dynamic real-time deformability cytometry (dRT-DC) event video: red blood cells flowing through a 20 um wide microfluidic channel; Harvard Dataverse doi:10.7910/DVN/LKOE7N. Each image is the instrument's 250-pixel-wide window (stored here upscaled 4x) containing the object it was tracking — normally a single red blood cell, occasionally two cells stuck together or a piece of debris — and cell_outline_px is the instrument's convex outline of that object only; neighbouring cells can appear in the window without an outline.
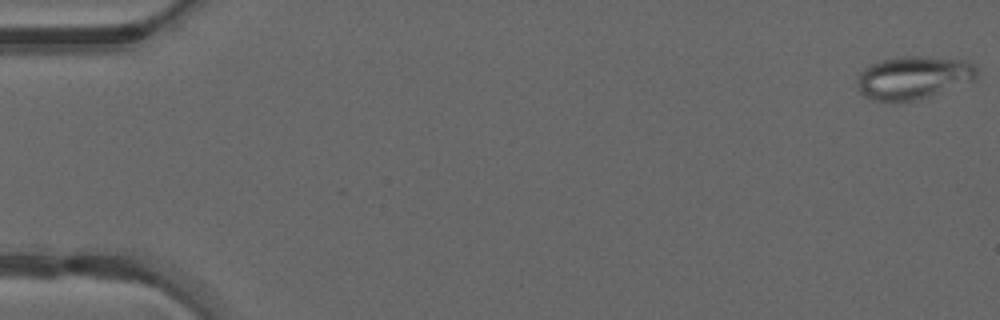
{"species": "common noctule bat (a hibernating species)", "species_latin": "Nyctalus noctula", "temperature_condition": "warm", "stored_images_in_passage": 49, "camera_frame_rate_fps": 3000, "um_per_image_px": 0.085, "animal": {"sex": "male", "forearm_length_mm": 52.5}, "frame": {"image": 1, "passage_image": 1, "time_ms": 0.0, "image_size_px": [1000, 320], "cell_outline_px": [[976, 80], [916, 100], [872, 100], [864, 96], [860, 92], [856, 84], [856, 80], [860, 72], [864, 68], [880, 60], [904, 56], [920, 56], [964, 60], [972, 64], [976, 68]], "centroid_in_image_um": [77.61, 6.58], "position_along_channel_um": 7.4, "area_um2": 29.65}}
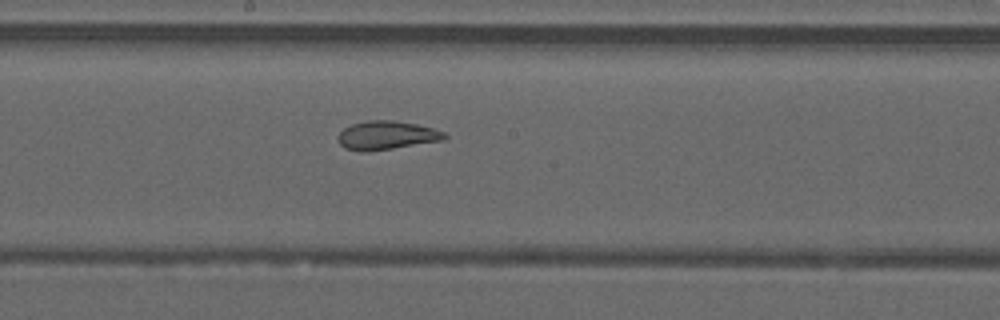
{"frame": {"image": 2, "passage_image": 27, "time_ms": 8.667, "image_size_px": [1000, 320], "cell_outline_px": [[448, 136], [444, 140], [392, 148], [364, 152], [360, 152], [344, 148], [340, 144], [340, 132], [344, 128], [352, 124], [368, 120], [392, 120], [416, 124], [432, 128], [444, 132]], "centroid_in_image_um": [32.87, 11.5], "position_along_channel_um": 215.3, "area_um2": 17.57}}
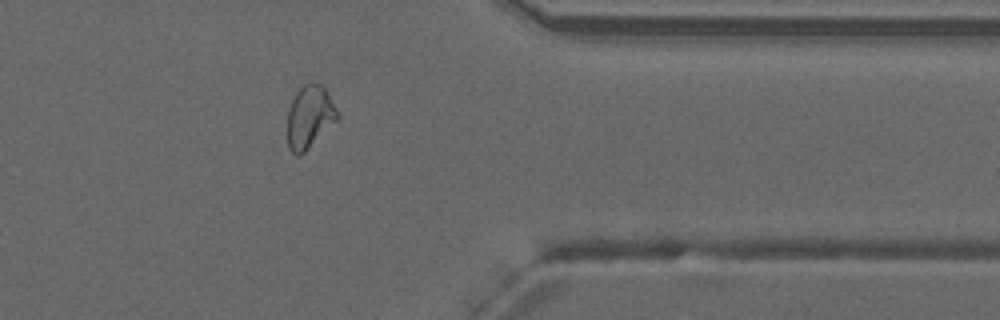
{"frame": {"image": 3, "passage_image": 40, "time_ms": 13.0, "image_size_px": [1000, 320], "cell_outline_px": [[340, 116], [300, 156], [296, 156], [288, 148], [288, 112], [292, 100], [296, 92], [304, 84], [312, 80], [320, 84], [324, 88], [340, 112]], "centroid_in_image_um": [26.32, 9.91], "position_along_channel_um": 385.1, "area_um2": 18.15}, "authors_computed_cell_mechanics": {"area_um2": 20.5768, "velocity_mm_per_s": 4.2234, "shape_relaxation_time_tau1_ms": null, "shape_relaxation_time_tau2_ms": 1.4767, "deformation_change_tau1": null, "deformation_change_tau2": 0.0871}}